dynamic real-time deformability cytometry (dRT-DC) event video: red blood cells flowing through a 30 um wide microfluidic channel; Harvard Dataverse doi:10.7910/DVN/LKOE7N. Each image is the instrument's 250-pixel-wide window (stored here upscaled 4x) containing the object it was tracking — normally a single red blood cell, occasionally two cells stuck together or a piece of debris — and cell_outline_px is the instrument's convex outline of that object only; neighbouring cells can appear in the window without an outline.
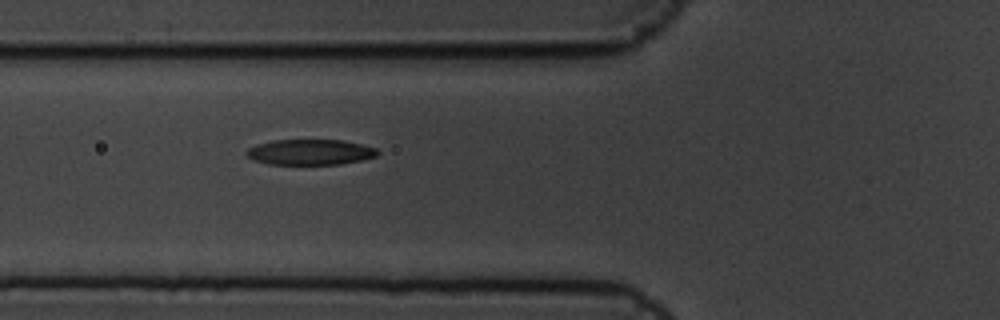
{"species": "common noctule bat (a hibernating species)", "species_latin": "Nyctalus noctula", "temperature_condition": "cold", "stored_images_in_passage": 7, "camera_frame_rate_fps": 3000, "um_per_image_px": 0.085, "animal": {"sex": "male", "body_mass_g": 19.5, "forearm_length_mm": 54.6}, "frame": {"image": 1, "passage_image": 7, "time_ms": 2.0, "image_size_px": [1000, 320], "cell_outline_px": [[380, 152], [376, 156], [360, 160], [340, 164], [268, 164], [256, 160], [248, 156], [244, 152], [248, 148], [256, 144], [272, 140], [344, 140], [376, 148]], "centroid_in_image_um": [26.35, 12.92], "position_along_channel_um": 99.4, "area_um2": 19.42}}